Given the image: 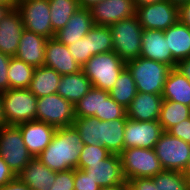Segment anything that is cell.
<instances>
[{
	"label": "cell",
	"mask_w": 190,
	"mask_h": 190,
	"mask_svg": "<svg viewBox=\"0 0 190 190\" xmlns=\"http://www.w3.org/2000/svg\"><path fill=\"white\" fill-rule=\"evenodd\" d=\"M82 146L79 132L74 126L57 128L51 143L37 157L55 172L76 169Z\"/></svg>",
	"instance_id": "cell-1"
},
{
	"label": "cell",
	"mask_w": 190,
	"mask_h": 190,
	"mask_svg": "<svg viewBox=\"0 0 190 190\" xmlns=\"http://www.w3.org/2000/svg\"><path fill=\"white\" fill-rule=\"evenodd\" d=\"M126 67L131 72L137 91L162 95L166 78L172 69L169 65L138 57L126 62Z\"/></svg>",
	"instance_id": "cell-2"
},
{
	"label": "cell",
	"mask_w": 190,
	"mask_h": 190,
	"mask_svg": "<svg viewBox=\"0 0 190 190\" xmlns=\"http://www.w3.org/2000/svg\"><path fill=\"white\" fill-rule=\"evenodd\" d=\"M125 67L126 62L110 51L92 56L81 70L91 81L92 87L110 92Z\"/></svg>",
	"instance_id": "cell-3"
},
{
	"label": "cell",
	"mask_w": 190,
	"mask_h": 190,
	"mask_svg": "<svg viewBox=\"0 0 190 190\" xmlns=\"http://www.w3.org/2000/svg\"><path fill=\"white\" fill-rule=\"evenodd\" d=\"M113 51L124 61L140 57L143 28L137 16L124 19L110 26Z\"/></svg>",
	"instance_id": "cell-4"
},
{
	"label": "cell",
	"mask_w": 190,
	"mask_h": 190,
	"mask_svg": "<svg viewBox=\"0 0 190 190\" xmlns=\"http://www.w3.org/2000/svg\"><path fill=\"white\" fill-rule=\"evenodd\" d=\"M38 98L29 89H9L1 94L5 125L36 120Z\"/></svg>",
	"instance_id": "cell-5"
},
{
	"label": "cell",
	"mask_w": 190,
	"mask_h": 190,
	"mask_svg": "<svg viewBox=\"0 0 190 190\" xmlns=\"http://www.w3.org/2000/svg\"><path fill=\"white\" fill-rule=\"evenodd\" d=\"M0 156L16 176L33 158L17 125H4L0 129Z\"/></svg>",
	"instance_id": "cell-6"
},
{
	"label": "cell",
	"mask_w": 190,
	"mask_h": 190,
	"mask_svg": "<svg viewBox=\"0 0 190 190\" xmlns=\"http://www.w3.org/2000/svg\"><path fill=\"white\" fill-rule=\"evenodd\" d=\"M125 180L154 177L163 170L155 149L131 147L120 154Z\"/></svg>",
	"instance_id": "cell-7"
},
{
	"label": "cell",
	"mask_w": 190,
	"mask_h": 190,
	"mask_svg": "<svg viewBox=\"0 0 190 190\" xmlns=\"http://www.w3.org/2000/svg\"><path fill=\"white\" fill-rule=\"evenodd\" d=\"M75 118L74 104L57 93L38 98L36 120L57 129L73 126Z\"/></svg>",
	"instance_id": "cell-8"
},
{
	"label": "cell",
	"mask_w": 190,
	"mask_h": 190,
	"mask_svg": "<svg viewBox=\"0 0 190 190\" xmlns=\"http://www.w3.org/2000/svg\"><path fill=\"white\" fill-rule=\"evenodd\" d=\"M16 9L20 12L26 30L47 39L54 38L49 0H18Z\"/></svg>",
	"instance_id": "cell-9"
},
{
	"label": "cell",
	"mask_w": 190,
	"mask_h": 190,
	"mask_svg": "<svg viewBox=\"0 0 190 190\" xmlns=\"http://www.w3.org/2000/svg\"><path fill=\"white\" fill-rule=\"evenodd\" d=\"M154 149L163 170L183 172L190 158V144L165 131Z\"/></svg>",
	"instance_id": "cell-10"
},
{
	"label": "cell",
	"mask_w": 190,
	"mask_h": 190,
	"mask_svg": "<svg viewBox=\"0 0 190 190\" xmlns=\"http://www.w3.org/2000/svg\"><path fill=\"white\" fill-rule=\"evenodd\" d=\"M143 29L165 31L179 21V7L168 0L136 8Z\"/></svg>",
	"instance_id": "cell-11"
},
{
	"label": "cell",
	"mask_w": 190,
	"mask_h": 190,
	"mask_svg": "<svg viewBox=\"0 0 190 190\" xmlns=\"http://www.w3.org/2000/svg\"><path fill=\"white\" fill-rule=\"evenodd\" d=\"M163 129L159 121H137L127 118L124 132V149L141 147L154 149Z\"/></svg>",
	"instance_id": "cell-12"
},
{
	"label": "cell",
	"mask_w": 190,
	"mask_h": 190,
	"mask_svg": "<svg viewBox=\"0 0 190 190\" xmlns=\"http://www.w3.org/2000/svg\"><path fill=\"white\" fill-rule=\"evenodd\" d=\"M95 25L111 26L136 15L134 0H103L90 8Z\"/></svg>",
	"instance_id": "cell-13"
},
{
	"label": "cell",
	"mask_w": 190,
	"mask_h": 190,
	"mask_svg": "<svg viewBox=\"0 0 190 190\" xmlns=\"http://www.w3.org/2000/svg\"><path fill=\"white\" fill-rule=\"evenodd\" d=\"M83 171L90 176L101 188L123 184L126 182L122 171L120 155L110 154L99 163L88 164Z\"/></svg>",
	"instance_id": "cell-14"
},
{
	"label": "cell",
	"mask_w": 190,
	"mask_h": 190,
	"mask_svg": "<svg viewBox=\"0 0 190 190\" xmlns=\"http://www.w3.org/2000/svg\"><path fill=\"white\" fill-rule=\"evenodd\" d=\"M28 152L37 157L51 143L56 128L38 120L23 122L17 125Z\"/></svg>",
	"instance_id": "cell-15"
},
{
	"label": "cell",
	"mask_w": 190,
	"mask_h": 190,
	"mask_svg": "<svg viewBox=\"0 0 190 190\" xmlns=\"http://www.w3.org/2000/svg\"><path fill=\"white\" fill-rule=\"evenodd\" d=\"M141 42V57L167 64L171 68L176 67L177 62L168 49L164 31L143 29Z\"/></svg>",
	"instance_id": "cell-16"
},
{
	"label": "cell",
	"mask_w": 190,
	"mask_h": 190,
	"mask_svg": "<svg viewBox=\"0 0 190 190\" xmlns=\"http://www.w3.org/2000/svg\"><path fill=\"white\" fill-rule=\"evenodd\" d=\"M44 65L53 68L61 76L78 73L82 67L73 59L68 46L56 38L46 41Z\"/></svg>",
	"instance_id": "cell-17"
},
{
	"label": "cell",
	"mask_w": 190,
	"mask_h": 190,
	"mask_svg": "<svg viewBox=\"0 0 190 190\" xmlns=\"http://www.w3.org/2000/svg\"><path fill=\"white\" fill-rule=\"evenodd\" d=\"M24 29L20 12L11 9L0 21V51L3 54L15 57Z\"/></svg>",
	"instance_id": "cell-18"
},
{
	"label": "cell",
	"mask_w": 190,
	"mask_h": 190,
	"mask_svg": "<svg viewBox=\"0 0 190 190\" xmlns=\"http://www.w3.org/2000/svg\"><path fill=\"white\" fill-rule=\"evenodd\" d=\"M47 38L24 29L15 57L35 68L44 65Z\"/></svg>",
	"instance_id": "cell-19"
},
{
	"label": "cell",
	"mask_w": 190,
	"mask_h": 190,
	"mask_svg": "<svg viewBox=\"0 0 190 190\" xmlns=\"http://www.w3.org/2000/svg\"><path fill=\"white\" fill-rule=\"evenodd\" d=\"M162 102V95L138 92L126 109L127 118L142 122L158 121Z\"/></svg>",
	"instance_id": "cell-20"
},
{
	"label": "cell",
	"mask_w": 190,
	"mask_h": 190,
	"mask_svg": "<svg viewBox=\"0 0 190 190\" xmlns=\"http://www.w3.org/2000/svg\"><path fill=\"white\" fill-rule=\"evenodd\" d=\"M94 25L90 9L80 7L70 17L67 24L55 33L54 38L68 46L86 36Z\"/></svg>",
	"instance_id": "cell-21"
},
{
	"label": "cell",
	"mask_w": 190,
	"mask_h": 190,
	"mask_svg": "<svg viewBox=\"0 0 190 190\" xmlns=\"http://www.w3.org/2000/svg\"><path fill=\"white\" fill-rule=\"evenodd\" d=\"M18 177L31 190H49L56 179V172L44 165L38 157H33Z\"/></svg>",
	"instance_id": "cell-22"
},
{
	"label": "cell",
	"mask_w": 190,
	"mask_h": 190,
	"mask_svg": "<svg viewBox=\"0 0 190 190\" xmlns=\"http://www.w3.org/2000/svg\"><path fill=\"white\" fill-rule=\"evenodd\" d=\"M127 118L114 121L99 120V142L111 154L120 155L124 149V132Z\"/></svg>",
	"instance_id": "cell-23"
},
{
	"label": "cell",
	"mask_w": 190,
	"mask_h": 190,
	"mask_svg": "<svg viewBox=\"0 0 190 190\" xmlns=\"http://www.w3.org/2000/svg\"><path fill=\"white\" fill-rule=\"evenodd\" d=\"M92 88L91 81L82 70L75 74L62 75L57 94L74 105Z\"/></svg>",
	"instance_id": "cell-24"
},
{
	"label": "cell",
	"mask_w": 190,
	"mask_h": 190,
	"mask_svg": "<svg viewBox=\"0 0 190 190\" xmlns=\"http://www.w3.org/2000/svg\"><path fill=\"white\" fill-rule=\"evenodd\" d=\"M173 59L176 62L190 57V27L180 20L164 31Z\"/></svg>",
	"instance_id": "cell-25"
},
{
	"label": "cell",
	"mask_w": 190,
	"mask_h": 190,
	"mask_svg": "<svg viewBox=\"0 0 190 190\" xmlns=\"http://www.w3.org/2000/svg\"><path fill=\"white\" fill-rule=\"evenodd\" d=\"M163 100H170L190 107V81L176 68H172L164 85Z\"/></svg>",
	"instance_id": "cell-26"
},
{
	"label": "cell",
	"mask_w": 190,
	"mask_h": 190,
	"mask_svg": "<svg viewBox=\"0 0 190 190\" xmlns=\"http://www.w3.org/2000/svg\"><path fill=\"white\" fill-rule=\"evenodd\" d=\"M61 75L45 65L35 68L29 89L37 98L57 93Z\"/></svg>",
	"instance_id": "cell-27"
},
{
	"label": "cell",
	"mask_w": 190,
	"mask_h": 190,
	"mask_svg": "<svg viewBox=\"0 0 190 190\" xmlns=\"http://www.w3.org/2000/svg\"><path fill=\"white\" fill-rule=\"evenodd\" d=\"M138 93L135 81L131 72L125 67L118 76L113 88L110 90V97L125 109Z\"/></svg>",
	"instance_id": "cell-28"
},
{
	"label": "cell",
	"mask_w": 190,
	"mask_h": 190,
	"mask_svg": "<svg viewBox=\"0 0 190 190\" xmlns=\"http://www.w3.org/2000/svg\"><path fill=\"white\" fill-rule=\"evenodd\" d=\"M110 96L108 91L92 87L75 105L76 118L96 117L101 121L102 98Z\"/></svg>",
	"instance_id": "cell-29"
},
{
	"label": "cell",
	"mask_w": 190,
	"mask_h": 190,
	"mask_svg": "<svg viewBox=\"0 0 190 190\" xmlns=\"http://www.w3.org/2000/svg\"><path fill=\"white\" fill-rule=\"evenodd\" d=\"M188 118H190V107L174 101L163 100L158 120L163 131L167 132L171 127Z\"/></svg>",
	"instance_id": "cell-30"
},
{
	"label": "cell",
	"mask_w": 190,
	"mask_h": 190,
	"mask_svg": "<svg viewBox=\"0 0 190 190\" xmlns=\"http://www.w3.org/2000/svg\"><path fill=\"white\" fill-rule=\"evenodd\" d=\"M49 5L54 33L62 29L70 17L80 8L78 0H49Z\"/></svg>",
	"instance_id": "cell-31"
},
{
	"label": "cell",
	"mask_w": 190,
	"mask_h": 190,
	"mask_svg": "<svg viewBox=\"0 0 190 190\" xmlns=\"http://www.w3.org/2000/svg\"><path fill=\"white\" fill-rule=\"evenodd\" d=\"M35 67L11 57L8 66L9 89H27L33 78Z\"/></svg>",
	"instance_id": "cell-32"
},
{
	"label": "cell",
	"mask_w": 190,
	"mask_h": 190,
	"mask_svg": "<svg viewBox=\"0 0 190 190\" xmlns=\"http://www.w3.org/2000/svg\"><path fill=\"white\" fill-rule=\"evenodd\" d=\"M88 34L91 56L113 51L112 34L109 26L94 25Z\"/></svg>",
	"instance_id": "cell-33"
},
{
	"label": "cell",
	"mask_w": 190,
	"mask_h": 190,
	"mask_svg": "<svg viewBox=\"0 0 190 190\" xmlns=\"http://www.w3.org/2000/svg\"><path fill=\"white\" fill-rule=\"evenodd\" d=\"M74 128L79 132L83 144L99 145V119L96 117L75 118Z\"/></svg>",
	"instance_id": "cell-34"
},
{
	"label": "cell",
	"mask_w": 190,
	"mask_h": 190,
	"mask_svg": "<svg viewBox=\"0 0 190 190\" xmlns=\"http://www.w3.org/2000/svg\"><path fill=\"white\" fill-rule=\"evenodd\" d=\"M153 178L159 190H190V183L180 171L162 170Z\"/></svg>",
	"instance_id": "cell-35"
},
{
	"label": "cell",
	"mask_w": 190,
	"mask_h": 190,
	"mask_svg": "<svg viewBox=\"0 0 190 190\" xmlns=\"http://www.w3.org/2000/svg\"><path fill=\"white\" fill-rule=\"evenodd\" d=\"M110 154L111 153L100 144H83L77 168L83 170L88 164L99 163L100 160L107 158Z\"/></svg>",
	"instance_id": "cell-36"
},
{
	"label": "cell",
	"mask_w": 190,
	"mask_h": 190,
	"mask_svg": "<svg viewBox=\"0 0 190 190\" xmlns=\"http://www.w3.org/2000/svg\"><path fill=\"white\" fill-rule=\"evenodd\" d=\"M117 118H127V110L110 96L102 98L101 121H114Z\"/></svg>",
	"instance_id": "cell-37"
},
{
	"label": "cell",
	"mask_w": 190,
	"mask_h": 190,
	"mask_svg": "<svg viewBox=\"0 0 190 190\" xmlns=\"http://www.w3.org/2000/svg\"><path fill=\"white\" fill-rule=\"evenodd\" d=\"M73 59L82 67L92 56L90 55L89 34L68 45Z\"/></svg>",
	"instance_id": "cell-38"
},
{
	"label": "cell",
	"mask_w": 190,
	"mask_h": 190,
	"mask_svg": "<svg viewBox=\"0 0 190 190\" xmlns=\"http://www.w3.org/2000/svg\"><path fill=\"white\" fill-rule=\"evenodd\" d=\"M49 190H74V169L56 172V179Z\"/></svg>",
	"instance_id": "cell-39"
},
{
	"label": "cell",
	"mask_w": 190,
	"mask_h": 190,
	"mask_svg": "<svg viewBox=\"0 0 190 190\" xmlns=\"http://www.w3.org/2000/svg\"><path fill=\"white\" fill-rule=\"evenodd\" d=\"M98 183L81 169H74V190H100Z\"/></svg>",
	"instance_id": "cell-40"
},
{
	"label": "cell",
	"mask_w": 190,
	"mask_h": 190,
	"mask_svg": "<svg viewBox=\"0 0 190 190\" xmlns=\"http://www.w3.org/2000/svg\"><path fill=\"white\" fill-rule=\"evenodd\" d=\"M129 190H159V183H155L152 177H139L127 180Z\"/></svg>",
	"instance_id": "cell-41"
},
{
	"label": "cell",
	"mask_w": 190,
	"mask_h": 190,
	"mask_svg": "<svg viewBox=\"0 0 190 190\" xmlns=\"http://www.w3.org/2000/svg\"><path fill=\"white\" fill-rule=\"evenodd\" d=\"M11 57L0 51V94L9 90L8 66Z\"/></svg>",
	"instance_id": "cell-42"
},
{
	"label": "cell",
	"mask_w": 190,
	"mask_h": 190,
	"mask_svg": "<svg viewBox=\"0 0 190 190\" xmlns=\"http://www.w3.org/2000/svg\"><path fill=\"white\" fill-rule=\"evenodd\" d=\"M171 136L182 139L190 144V118L181 121L167 131Z\"/></svg>",
	"instance_id": "cell-43"
},
{
	"label": "cell",
	"mask_w": 190,
	"mask_h": 190,
	"mask_svg": "<svg viewBox=\"0 0 190 190\" xmlns=\"http://www.w3.org/2000/svg\"><path fill=\"white\" fill-rule=\"evenodd\" d=\"M17 176L0 156V187L14 180Z\"/></svg>",
	"instance_id": "cell-44"
},
{
	"label": "cell",
	"mask_w": 190,
	"mask_h": 190,
	"mask_svg": "<svg viewBox=\"0 0 190 190\" xmlns=\"http://www.w3.org/2000/svg\"><path fill=\"white\" fill-rule=\"evenodd\" d=\"M0 190H31L18 176L0 187Z\"/></svg>",
	"instance_id": "cell-45"
},
{
	"label": "cell",
	"mask_w": 190,
	"mask_h": 190,
	"mask_svg": "<svg viewBox=\"0 0 190 190\" xmlns=\"http://www.w3.org/2000/svg\"><path fill=\"white\" fill-rule=\"evenodd\" d=\"M175 68L190 81V57L177 62Z\"/></svg>",
	"instance_id": "cell-46"
},
{
	"label": "cell",
	"mask_w": 190,
	"mask_h": 190,
	"mask_svg": "<svg viewBox=\"0 0 190 190\" xmlns=\"http://www.w3.org/2000/svg\"><path fill=\"white\" fill-rule=\"evenodd\" d=\"M179 20L190 27V1L179 8Z\"/></svg>",
	"instance_id": "cell-47"
},
{
	"label": "cell",
	"mask_w": 190,
	"mask_h": 190,
	"mask_svg": "<svg viewBox=\"0 0 190 190\" xmlns=\"http://www.w3.org/2000/svg\"><path fill=\"white\" fill-rule=\"evenodd\" d=\"M102 1L103 0H78V3L81 8L90 9Z\"/></svg>",
	"instance_id": "cell-48"
},
{
	"label": "cell",
	"mask_w": 190,
	"mask_h": 190,
	"mask_svg": "<svg viewBox=\"0 0 190 190\" xmlns=\"http://www.w3.org/2000/svg\"><path fill=\"white\" fill-rule=\"evenodd\" d=\"M100 190H129V186L126 181L123 184H117L114 186L100 188Z\"/></svg>",
	"instance_id": "cell-49"
},
{
	"label": "cell",
	"mask_w": 190,
	"mask_h": 190,
	"mask_svg": "<svg viewBox=\"0 0 190 190\" xmlns=\"http://www.w3.org/2000/svg\"><path fill=\"white\" fill-rule=\"evenodd\" d=\"M163 0H134L135 7H140V6H145V5H150L154 4L157 2H161Z\"/></svg>",
	"instance_id": "cell-50"
},
{
	"label": "cell",
	"mask_w": 190,
	"mask_h": 190,
	"mask_svg": "<svg viewBox=\"0 0 190 190\" xmlns=\"http://www.w3.org/2000/svg\"><path fill=\"white\" fill-rule=\"evenodd\" d=\"M11 9H13L11 5L0 4V21Z\"/></svg>",
	"instance_id": "cell-51"
},
{
	"label": "cell",
	"mask_w": 190,
	"mask_h": 190,
	"mask_svg": "<svg viewBox=\"0 0 190 190\" xmlns=\"http://www.w3.org/2000/svg\"><path fill=\"white\" fill-rule=\"evenodd\" d=\"M182 173L184 174L187 181L190 183V158Z\"/></svg>",
	"instance_id": "cell-52"
},
{
	"label": "cell",
	"mask_w": 190,
	"mask_h": 190,
	"mask_svg": "<svg viewBox=\"0 0 190 190\" xmlns=\"http://www.w3.org/2000/svg\"><path fill=\"white\" fill-rule=\"evenodd\" d=\"M168 1H170L173 5L180 8L182 5L187 4L190 0H168Z\"/></svg>",
	"instance_id": "cell-53"
},
{
	"label": "cell",
	"mask_w": 190,
	"mask_h": 190,
	"mask_svg": "<svg viewBox=\"0 0 190 190\" xmlns=\"http://www.w3.org/2000/svg\"><path fill=\"white\" fill-rule=\"evenodd\" d=\"M18 0H0V4L11 5L13 8H16Z\"/></svg>",
	"instance_id": "cell-54"
},
{
	"label": "cell",
	"mask_w": 190,
	"mask_h": 190,
	"mask_svg": "<svg viewBox=\"0 0 190 190\" xmlns=\"http://www.w3.org/2000/svg\"><path fill=\"white\" fill-rule=\"evenodd\" d=\"M5 125V120L2 113V103H1V94H0V129Z\"/></svg>",
	"instance_id": "cell-55"
}]
</instances>
